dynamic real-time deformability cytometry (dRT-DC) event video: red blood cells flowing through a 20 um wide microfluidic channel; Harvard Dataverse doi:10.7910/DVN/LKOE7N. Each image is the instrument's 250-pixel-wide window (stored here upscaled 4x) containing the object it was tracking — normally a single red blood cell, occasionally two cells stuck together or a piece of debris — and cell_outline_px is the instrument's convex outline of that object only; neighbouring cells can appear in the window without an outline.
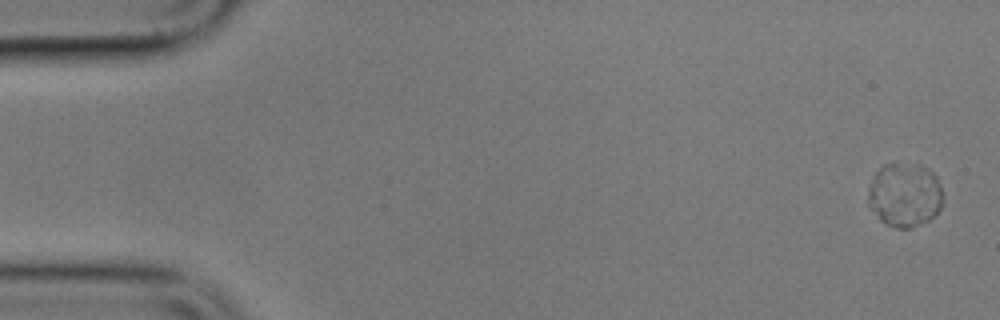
{"species": "common noctule bat (a hibernating species)", "species_latin": "Nyctalus noctula", "temperature_condition": "cold", "stored_images_in_passage": 5, "camera_frame_rate_fps": 3000, "um_per_image_px": 0.085, "animal": {"sex": "male", "body_mass_g": 17.9}, "frame": {"image": 1, "passage_image": 1, "time_ms": 0.0, "image_size_px": [1000, 320], "cell_outline_px": [[940, 208], [928, 220], [912, 228], [896, 228], [880, 220], [868, 204], [868, 188], [872, 176], [884, 164], [920, 164], [928, 168], [936, 176], [940, 184]], "centroid_in_image_um": [76.86, 16.55], "position_along_channel_um": 8.1, "area_um2": 27.69}}
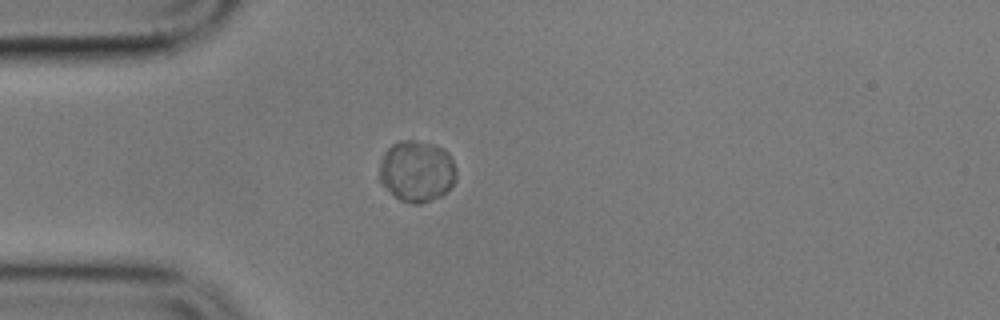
{"frame": {"image": 2, "passage_image": 5, "time_ms": 4.667, "image_size_px": [1000, 320], "cell_outline_px": [[456, 180], [440, 196], [420, 204], [412, 204], [400, 200], [380, 184], [380, 160], [384, 152], [392, 144], [400, 140], [416, 140], [432, 144], [444, 148], [448, 152], [456, 168]], "centroid_in_image_um": [35.41, 14.54], "position_along_channel_um": 49.6, "area_um2": 27.57}}